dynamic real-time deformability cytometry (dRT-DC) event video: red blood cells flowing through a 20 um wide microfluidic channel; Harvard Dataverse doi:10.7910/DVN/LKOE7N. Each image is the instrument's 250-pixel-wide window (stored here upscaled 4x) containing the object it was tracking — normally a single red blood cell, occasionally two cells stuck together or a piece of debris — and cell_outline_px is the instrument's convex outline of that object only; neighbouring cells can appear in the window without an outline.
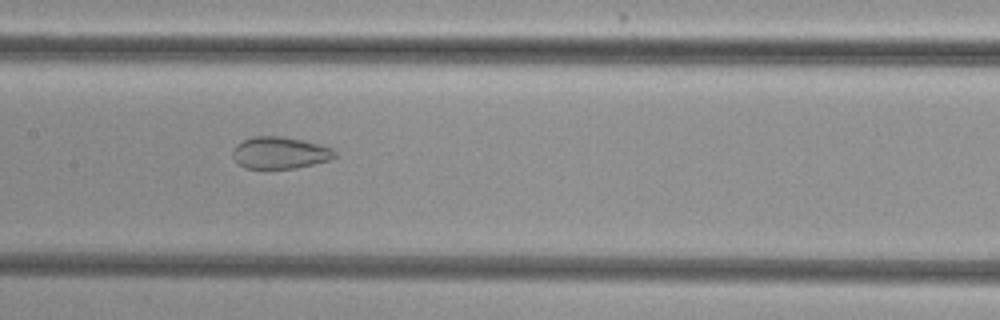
{"species": "common noctule bat (a hibernating species)", "species_latin": "Nyctalus noctula", "temperature_condition": "cold", "stored_images_in_passage": 54, "camera_frame_rate_fps": 3000, "um_per_image_px": 0.085, "animal": {"sex": "female", "body_mass_g": 29.2, "forearm_length_mm": 56.3}, "frame": {"image": 1, "passage_image": 27, "time_ms": 8.667, "image_size_px": [1000, 320], "cell_outline_px": [[336, 156], [328, 160], [296, 168], [244, 168], [232, 156], [232, 152], [236, 144], [252, 136], [280, 136], [320, 144], [332, 148], [336, 152]], "centroid_in_image_um": [23.78, 12.98], "position_along_channel_um": 183.6, "area_um2": 18.79}}
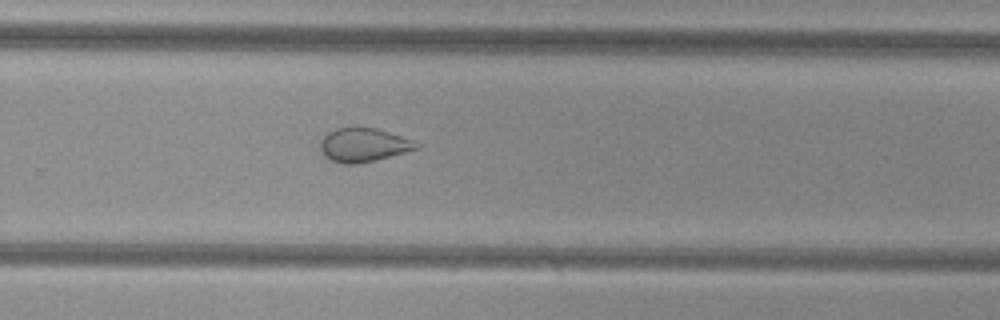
{"frame": {"image": 2, "passage_image": 36, "time_ms": 11.667, "image_size_px": [1000, 320], "cell_outline_px": [[424, 144], [420, 148], [356, 164], [344, 164], [332, 160], [324, 156], [320, 152], [320, 140], [328, 132], [336, 128], [376, 128]], "centroid_in_image_um": [30.89, 12.32], "position_along_channel_um": 298.9, "area_um2": 18.67}}
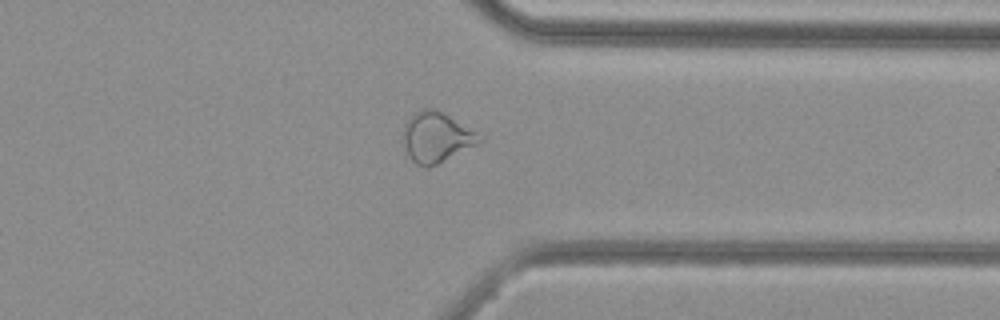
{"frame": {"image": 3, "passage_image": 42, "time_ms": 13.667, "image_size_px": [1000, 320], "cell_outline_px": [[484, 140], [480, 144], [428, 168], [416, 164], [412, 160], [404, 144], [404, 124], [416, 112], [424, 108], [436, 108], [484, 136]], "centroid_in_image_um": [37.16, 11.67], "position_along_channel_um": 374.2, "area_um2": 22.31}, "authors_computed_cell_mechanics": {"area_um2": 25.9811, "velocity_mm_per_s": 3.861, "shape_relaxation_time_tau1_ms": null, "shape_relaxation_time_tau2_ms": 1.7014, "deformation_change_tau1": null, "deformation_change_tau2": 0.0779}}